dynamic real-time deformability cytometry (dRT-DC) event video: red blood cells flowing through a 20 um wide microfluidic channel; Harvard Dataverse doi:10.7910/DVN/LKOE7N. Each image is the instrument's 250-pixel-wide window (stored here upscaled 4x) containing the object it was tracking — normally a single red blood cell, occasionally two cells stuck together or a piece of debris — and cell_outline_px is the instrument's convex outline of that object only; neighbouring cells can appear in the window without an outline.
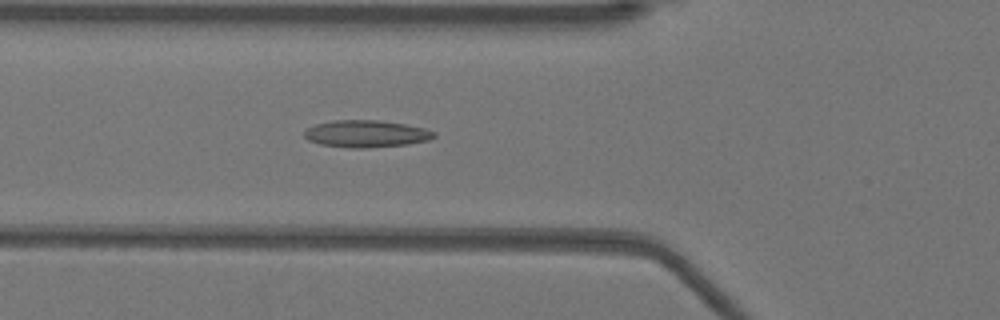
{"species": "Egyptian fruit bat (a non-hibernating species)", "species_latin": "Rousettus aegyptiacus", "temperature_condition": "warm", "stored_images_in_passage": 51, "camera_frame_rate_fps": 3000, "um_per_image_px": 0.085, "animal": {"sex": "female"}, "frame": {"image": 1, "passage_image": 18, "time_ms": 5.667, "image_size_px": [1000, 320], "cell_outline_px": [[436, 136], [428, 140], [408, 144], [368, 148], [348, 148], [320, 144], [308, 140], [304, 136], [304, 132], [308, 128], [316, 124], [332, 120], [376, 120], [404, 124], [424, 128], [436, 132]], "centroid_in_image_um": [31.12, 11.37], "position_along_channel_um": 94.7, "area_um2": 20.46}}
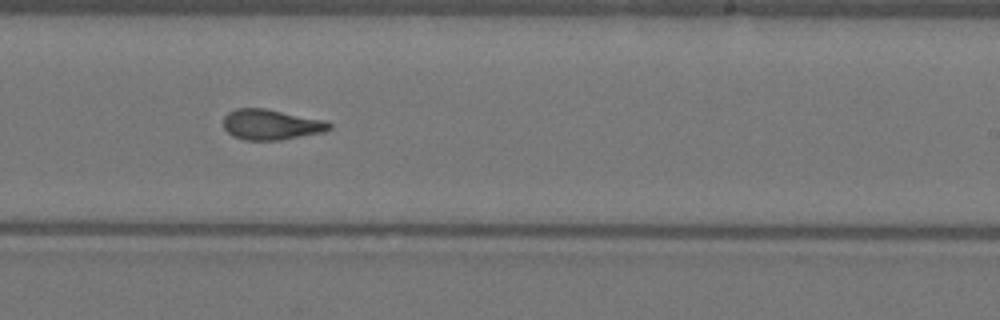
{"frame": {"image": 2, "passage_image": 31, "time_ms": 10.0, "image_size_px": [1000, 320], "cell_outline_px": [[332, 128], [324, 132], [280, 140], [244, 140], [232, 136], [224, 128], [224, 116], [228, 112], [236, 108], [264, 108], [324, 120], [332, 124]], "centroid_in_image_um": [23.03, 10.59], "position_along_channel_um": 266.0, "area_um2": 18.79}}
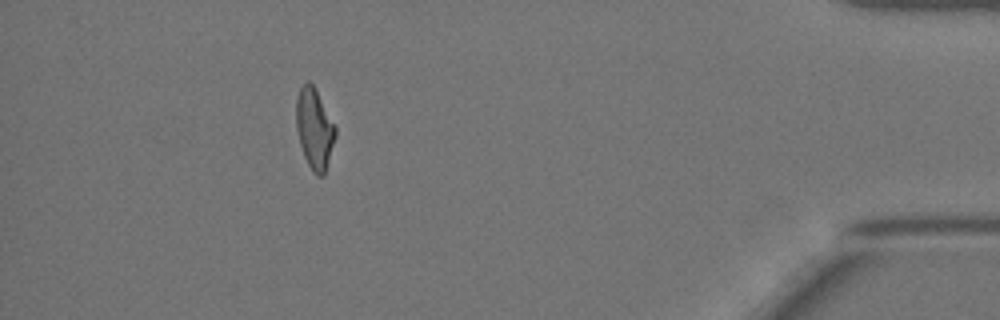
{"frame": {"image": 3, "passage_image": 46, "time_ms": 15.0, "image_size_px": [1000, 320], "cell_outline_px": [[336, 136], [324, 176], [316, 176], [312, 172], [304, 156], [300, 144], [296, 128], [296, 100], [300, 88], [308, 80], [316, 88], [336, 128]], "centroid_in_image_um": [26.73, 10.95], "position_along_channel_um": 408.5, "area_um2": 18.44}, "authors_computed_cell_mechanics": {"area_um2": 18.9006, "velocity_mm_per_s": 3.9478, "shape_relaxation_time_tau1_ms": null, "shape_relaxation_time_tau2_ms": 1.5432, "deformation_change_tau1": null, "deformation_change_tau2": 0.0929}}